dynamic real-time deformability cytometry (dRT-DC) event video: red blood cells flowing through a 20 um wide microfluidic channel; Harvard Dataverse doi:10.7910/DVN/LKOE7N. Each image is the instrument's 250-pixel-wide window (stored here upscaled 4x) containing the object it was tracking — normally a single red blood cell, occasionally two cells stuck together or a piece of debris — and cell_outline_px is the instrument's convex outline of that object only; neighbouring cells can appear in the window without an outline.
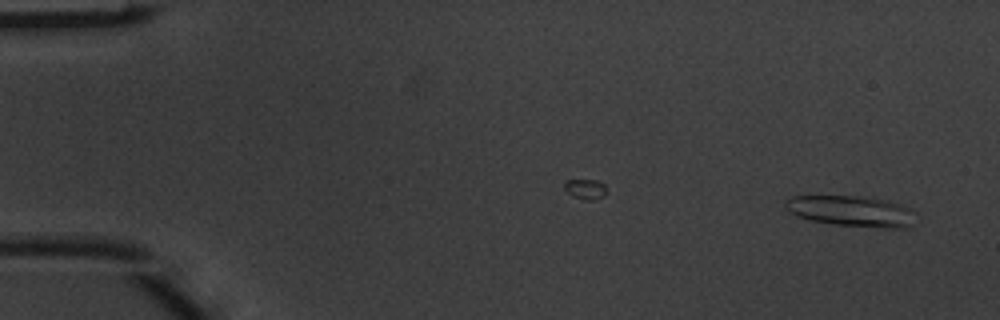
{"species": "common noctule bat (a hibernating species)", "species_latin": "Nyctalus noctula", "temperature_condition": "warm", "stored_images_in_passage": 2, "camera_frame_rate_fps": 3000, "um_per_image_px": 0.085, "animal": {"sex": "male", "body_mass_g": 20.1, "forearm_length_mm": 53.5}, "frame": {"image": 1, "passage_image": 2, "time_ms": 0.333, "image_size_px": [1000, 320], "cell_outline_px": [[916, 212], [912, 224], [904, 228], [884, 228], [836, 224], [812, 220], [796, 216], [784, 204], [784, 200], [792, 196], [860, 196], [888, 200], [912, 208]], "centroid_in_image_um": [72.42, 17.93], "position_along_channel_um": 12.6, "area_um2": 23.35}}